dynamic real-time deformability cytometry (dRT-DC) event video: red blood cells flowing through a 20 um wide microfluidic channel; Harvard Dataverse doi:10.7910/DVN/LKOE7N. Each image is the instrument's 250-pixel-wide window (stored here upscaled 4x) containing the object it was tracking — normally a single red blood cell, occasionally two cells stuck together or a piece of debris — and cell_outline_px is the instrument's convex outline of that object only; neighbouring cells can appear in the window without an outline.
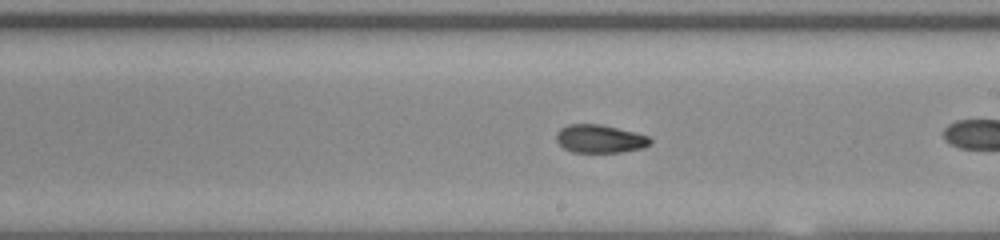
{"species": "common noctule bat (a hibernating species)", "species_latin": "Nyctalus noctula", "temperature_condition": "room temperature", "stored_images_in_passage": 29, "camera_frame_rate_fps": 3000, "um_per_image_px": 0.085, "animal": {"sex": "male", "body_mass_g": 20.0, "forearm_length_mm": 53.3}, "frame": {"image": 1, "passage_image": 17, "time_ms": 5.333, "image_size_px": [1000, 240], "cell_outline_px": [[652, 140], [644, 148], [620, 152], [572, 152], [564, 148], [556, 140], [556, 132], [560, 128], [568, 124], [600, 124], [648, 136]], "centroid_in_image_um": [50.95, 11.8], "position_along_channel_um": 238.1, "area_um2": 15.26}}